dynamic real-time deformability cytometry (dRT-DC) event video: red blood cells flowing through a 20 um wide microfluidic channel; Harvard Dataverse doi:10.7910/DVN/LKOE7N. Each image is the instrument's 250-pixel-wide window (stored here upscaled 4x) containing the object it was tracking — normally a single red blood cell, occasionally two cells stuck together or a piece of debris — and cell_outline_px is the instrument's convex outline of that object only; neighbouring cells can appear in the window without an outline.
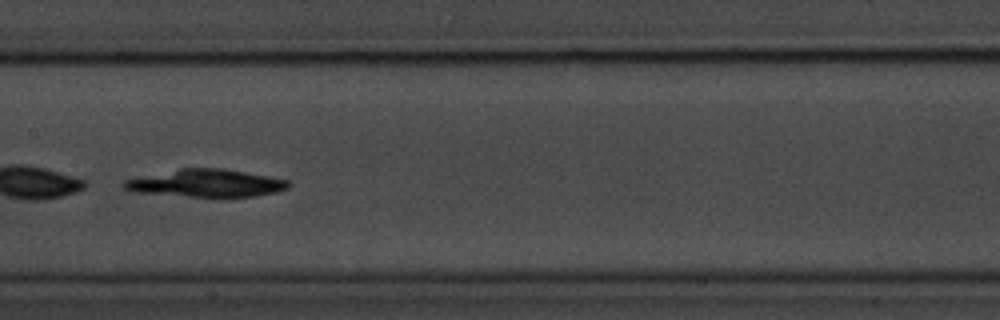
{"species": "common noctule bat (a hibernating species)", "species_latin": "Nyctalus noctula", "temperature_condition": "room temperature", "stored_images_in_passage": 12, "camera_frame_rate_fps": 3000, "um_per_image_px": 0.085, "animal": {"sex": "male", "body_mass_g": 20.1, "forearm_length_mm": 53.5}, "frame": {"image": 1, "passage_image": 7, "time_ms": 8.0, "image_size_px": [1000, 320], "cell_outline_px": [[292, 184], [288, 188], [276, 192], [256, 196], [224, 200], [220, 200], [136, 192], [124, 188], [120, 184], [124, 180], [180, 168], [224, 168], [268, 176], [288, 180]], "centroid_in_image_um": [17.57, 15.62], "position_along_channel_um": 189.8, "area_um2": 27.51}}